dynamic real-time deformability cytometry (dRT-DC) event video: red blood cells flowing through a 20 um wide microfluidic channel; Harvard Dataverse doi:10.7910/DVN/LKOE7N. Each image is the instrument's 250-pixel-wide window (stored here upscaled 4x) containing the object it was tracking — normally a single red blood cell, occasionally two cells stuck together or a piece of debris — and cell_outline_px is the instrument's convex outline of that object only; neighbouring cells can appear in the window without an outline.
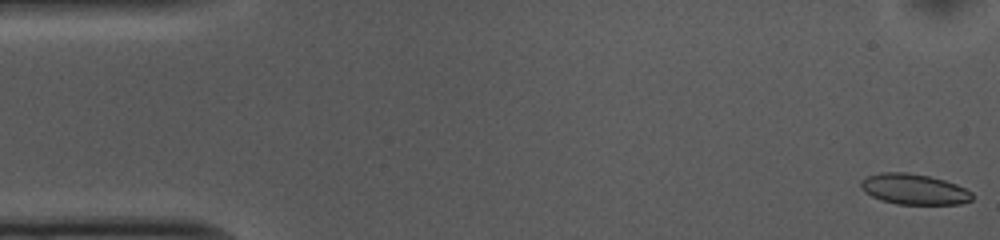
{"species": "common noctule bat (a hibernating species)", "species_latin": "Nyctalus noctula", "temperature_condition": "cold", "stored_images_in_passage": 53, "camera_frame_rate_fps": 3000, "um_per_image_px": 0.085, "animal": {"sex": "female", "body_mass_g": 10.0, "forearm_length_mm": 53.1}, "frame": {"image": 1, "passage_image": 1, "time_ms": 0.0, "image_size_px": [1000, 240], "cell_outline_px": [[972, 200], [960, 204], [896, 204], [872, 196], [864, 192], [860, 188], [860, 180], [868, 176], [880, 172], [908, 172], [928, 176], [944, 180], [956, 184], [972, 192]], "centroid_in_image_um": [77.67, 16.08], "position_along_channel_um": 7.3, "area_um2": 19.83}}
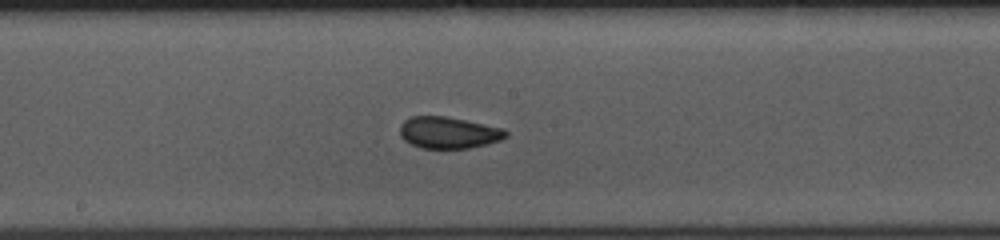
{"frame": {"image": 2, "passage_image": 27, "time_ms": 8.667, "image_size_px": [1000, 240], "cell_outline_px": [[508, 136], [500, 140], [468, 148], [420, 148], [404, 140], [400, 136], [400, 124], [404, 120], [412, 116], [448, 116], [504, 128], [508, 132]], "centroid_in_image_um": [38.12, 11.26], "position_along_channel_um": 210.1, "area_um2": 19.59}}
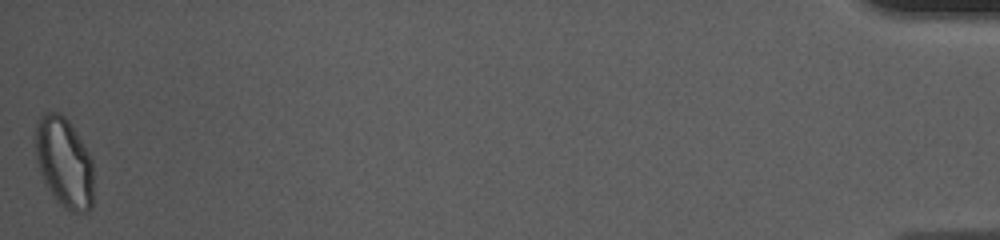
{"frame": {"image": 3, "passage_image": 53, "time_ms": 17.333, "image_size_px": [1000, 240], "cell_outline_px": [[92, 208], [88, 212], [72, 212], [64, 208], [56, 200], [48, 188], [44, 180], [36, 160], [36, 124], [40, 116], [44, 112], [60, 112], [68, 120], [88, 152], [92, 160]], "centroid_in_image_um": [5.45, 13.81], "position_along_channel_um": 429.7, "area_um2": 30.29}, "authors_computed_cell_mechanics": {"area_um2": 20.23, "velocity_mm_per_s": 3.6984, "shape_relaxation_time_tau1_ms": null, "shape_relaxation_time_tau2_ms": 1.6867, "deformation_change_tau1": null, "deformation_change_tau2": 0.0476}}